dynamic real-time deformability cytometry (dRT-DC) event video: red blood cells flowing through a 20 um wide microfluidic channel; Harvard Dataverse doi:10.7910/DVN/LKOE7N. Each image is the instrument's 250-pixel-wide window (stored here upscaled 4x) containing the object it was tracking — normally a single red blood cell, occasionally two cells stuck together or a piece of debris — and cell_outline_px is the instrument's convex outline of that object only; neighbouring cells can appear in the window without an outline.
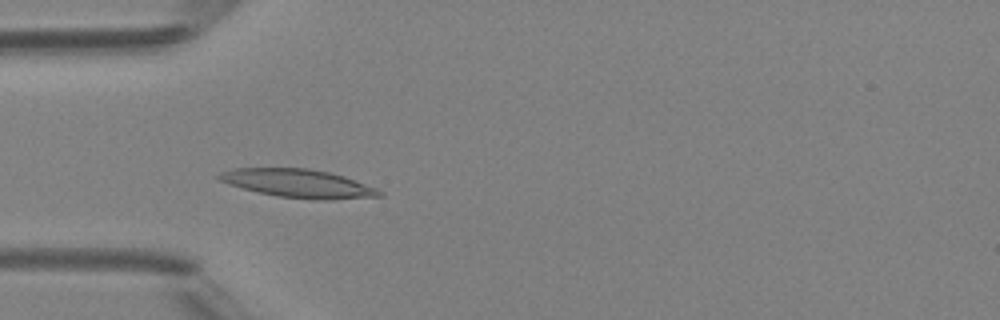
{"species": "Egyptian fruit bat (a non-hibernating species)", "species_latin": "Rousettus aegyptiacus", "temperature_condition": "room temperature", "stored_images_in_passage": 7, "camera_frame_rate_fps": 3000, "um_per_image_px": 0.085, "animal": {"sex": "female"}, "frame": {"image": 1, "passage_image": 4, "time_ms": 4.333, "image_size_px": [1000, 320], "cell_outline_px": [[384, 196], [332, 200], [320, 200], [276, 196], [244, 188], [220, 180], [216, 176], [220, 172], [232, 168], [308, 168], [328, 172], [344, 176], [376, 188], [384, 192]], "centroid_in_image_um": [25.41, 15.59], "position_along_channel_um": 59.6, "area_um2": 26.36}}
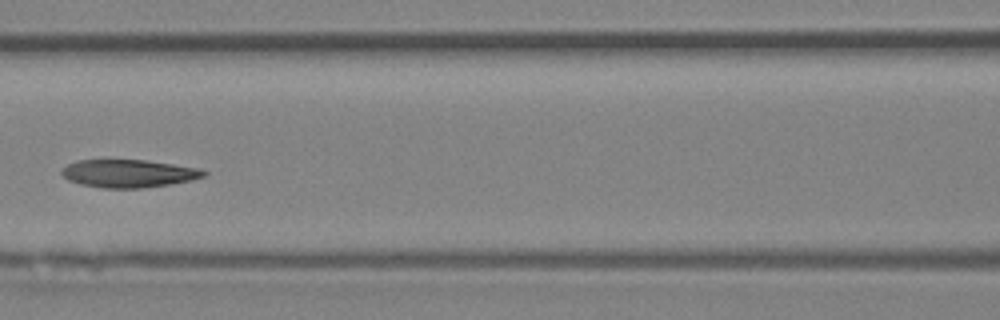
{"frame": {"image": 2, "passage_image": 6, "time_ms": 6.667, "image_size_px": [1000, 320], "cell_outline_px": [[208, 172], [204, 176], [192, 180], [168, 184], [140, 188], [104, 188], [80, 184], [68, 180], [60, 172], [68, 164], [76, 160], [144, 160], [200, 168]], "centroid_in_image_um": [10.93, 14.74], "position_along_channel_um": 155.7, "area_um2": 22.89}}
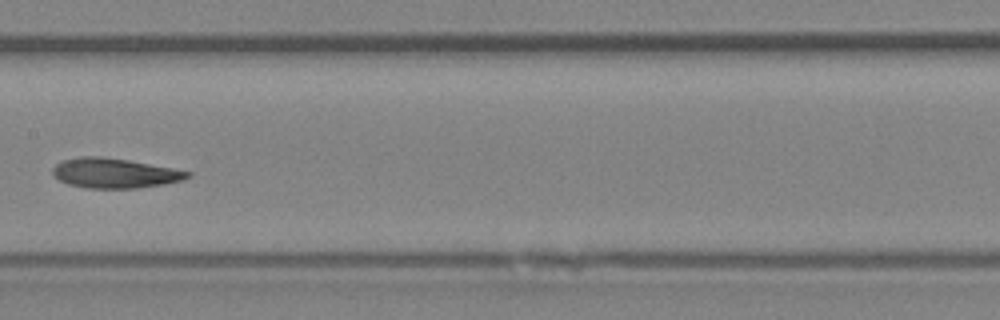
{"frame": {"image": 3, "passage_image": 7, "time_ms": 7.667, "image_size_px": [1000, 320], "cell_outline_px": [[192, 176], [180, 180], [164, 184], [136, 188], [88, 188], [68, 184], [52, 176], [52, 168], [60, 160], [80, 156], [100, 156], [128, 160], [172, 168], [192, 172]], "centroid_in_image_um": [9.69, 14.71], "position_along_channel_um": 197.7, "area_um2": 23.47}}